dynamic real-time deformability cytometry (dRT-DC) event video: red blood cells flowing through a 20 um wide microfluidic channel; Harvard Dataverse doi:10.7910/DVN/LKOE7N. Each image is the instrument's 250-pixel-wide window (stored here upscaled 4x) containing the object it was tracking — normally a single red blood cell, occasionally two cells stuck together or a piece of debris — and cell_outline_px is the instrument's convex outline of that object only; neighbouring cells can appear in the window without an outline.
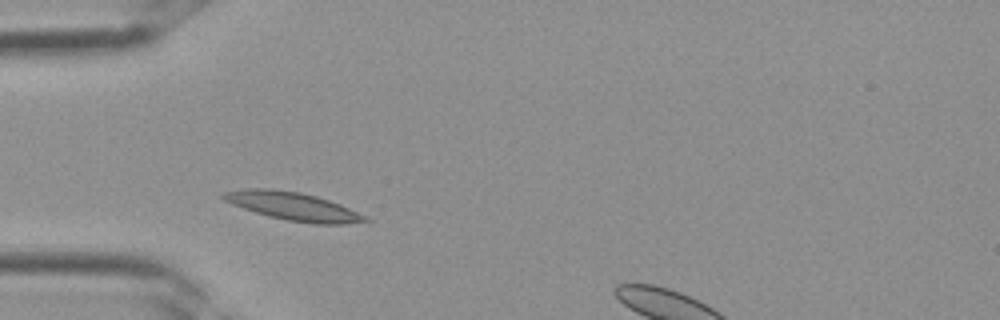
{"species": "Egyptian fruit bat (a non-hibernating species)", "species_latin": "Rousettus aegyptiacus", "temperature_condition": "room temperature", "stored_images_in_passage": 2, "camera_frame_rate_fps": 3000, "um_per_image_px": 0.085, "frame": {"image": 1, "passage_image": 1, "time_ms": 0.0, "image_size_px": [1000, 320], "cell_outline_px": [[372, 220], [348, 224], [312, 224], [288, 220], [268, 216], [232, 204], [224, 200], [220, 196], [224, 192], [244, 188], [272, 188], [300, 192], [316, 196], [340, 204]], "centroid_in_image_um": [24.88, 17.53], "position_along_channel_um": 60.1, "area_um2": 23.12}}
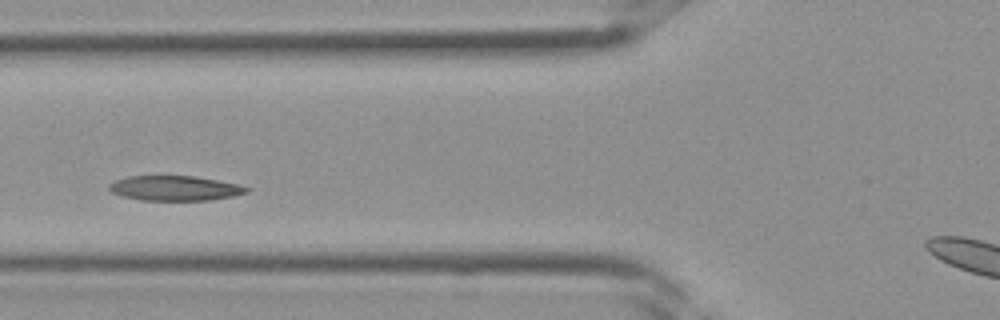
{"frame": {"image": 2, "passage_image": 2, "time_ms": 0.333, "image_size_px": [1000, 320], "cell_outline_px": [[252, 188], [248, 192], [232, 196], [208, 200], [140, 200], [124, 196], [112, 192], [108, 188], [108, 184], [116, 180], [128, 176], [196, 176], [240, 184]], "centroid_in_image_um": [14.9, 15.99], "position_along_channel_um": 110.9, "area_um2": 19.94}}